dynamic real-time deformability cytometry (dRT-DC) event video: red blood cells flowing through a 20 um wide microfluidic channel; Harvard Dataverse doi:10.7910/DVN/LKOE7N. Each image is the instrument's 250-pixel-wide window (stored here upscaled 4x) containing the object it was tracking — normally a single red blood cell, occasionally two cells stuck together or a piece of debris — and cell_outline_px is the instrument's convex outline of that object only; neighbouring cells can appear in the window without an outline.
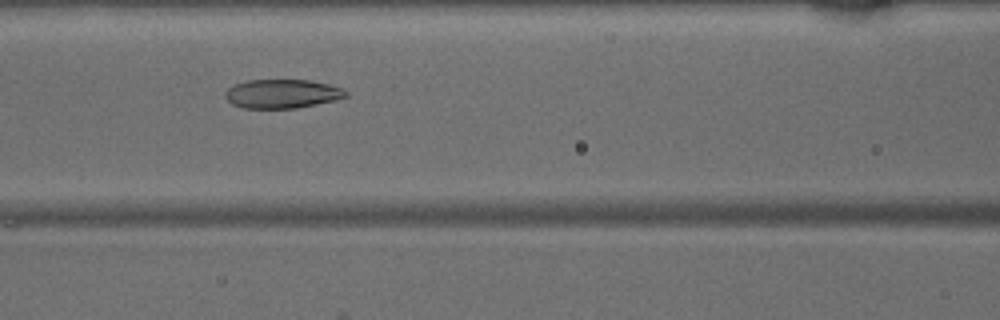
{"species": "common noctule bat (a hibernating species)", "species_latin": "Nyctalus noctula", "temperature_condition": "warm", "stored_images_in_passage": 41, "camera_frame_rate_fps": 3000, "um_per_image_px": 0.085, "animal": {"sex": "male", "body_mass_g": 15.6}, "frame": {"image": 1, "passage_image": 18, "time_ms": 5.667, "image_size_px": [1000, 320], "cell_outline_px": [[348, 96], [336, 100], [296, 108], [244, 108], [232, 104], [224, 96], [224, 92], [228, 88], [236, 84], [248, 80], [312, 80], [344, 88], [348, 92]], "centroid_in_image_um": [24.01, 7.97], "position_along_channel_um": 142.6, "area_um2": 20.4}}
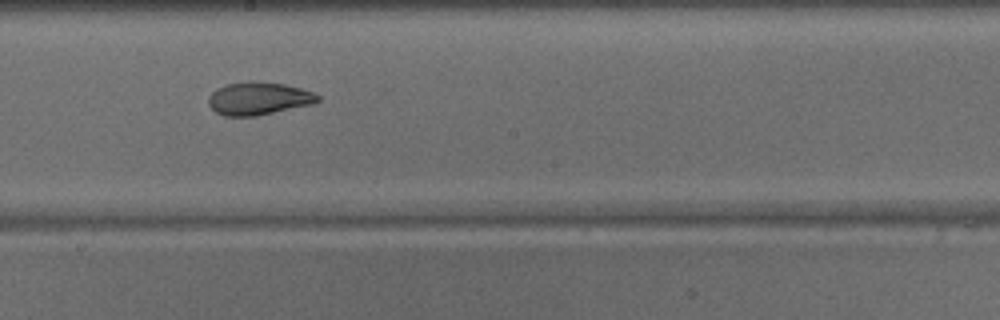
{"frame": {"image": 2, "passage_image": 24, "time_ms": 7.667, "image_size_px": [1000, 320], "cell_outline_px": [[320, 100], [312, 104], [256, 116], [224, 116], [216, 112], [208, 104], [208, 96], [216, 88], [224, 84], [284, 84], [300, 88], [312, 92], [320, 96]], "centroid_in_image_um": [21.96, 8.42], "position_along_channel_um": 226.2, "area_um2": 20.17}}
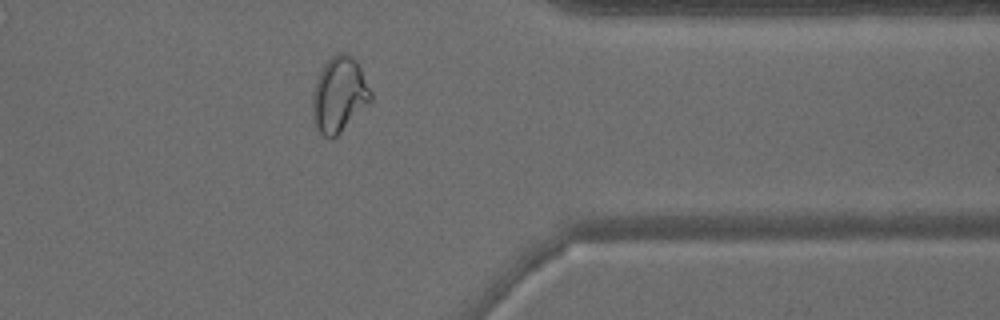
{"frame": {"image": 3, "passage_image": 36, "time_ms": 11.667, "image_size_px": [1000, 320], "cell_outline_px": [[372, 100], [332, 140], [324, 136], [320, 132], [316, 124], [312, 112], [312, 92], [316, 80], [324, 64], [336, 52], [344, 52], [352, 56], [356, 60], [372, 92]], "centroid_in_image_um": [28.83, 8.02], "position_along_channel_um": 382.6, "area_um2": 25.37}}